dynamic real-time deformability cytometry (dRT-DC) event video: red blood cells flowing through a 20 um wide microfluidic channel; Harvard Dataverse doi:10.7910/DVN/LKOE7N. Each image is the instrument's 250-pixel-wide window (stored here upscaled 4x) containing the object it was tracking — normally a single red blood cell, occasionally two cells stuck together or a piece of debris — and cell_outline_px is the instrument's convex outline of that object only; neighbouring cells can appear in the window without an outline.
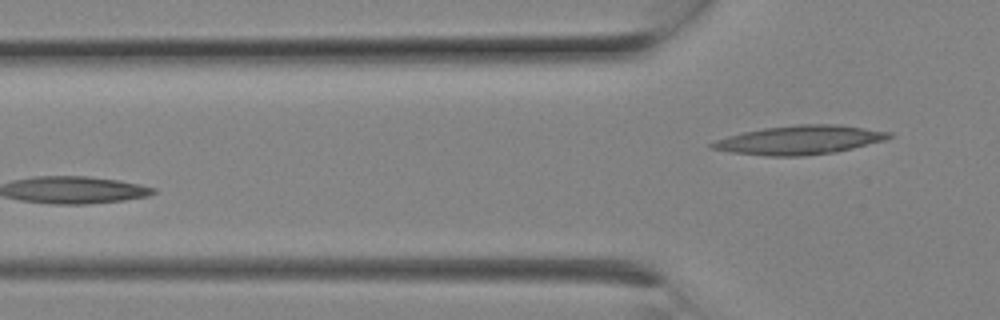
{"species": "Egyptian fruit bat (a non-hibernating species)", "species_latin": "Rousettus aegyptiacus", "temperature_condition": "room temperature", "stored_images_in_passage": 5, "segment_of_instrument_passage": [2, 2], "camera_frame_rate_fps": 3000, "um_per_image_px": 0.085, "animal": {"sex": "female"}, "frame": {"image": 1, "passage_image": 5, "time_ms": 1.333, "image_size_px": [1000, 320], "cell_outline_px": [[896, 136], [884, 140], [836, 152], [804, 156], [768, 156], [728, 152], [708, 148], [708, 144], [716, 140], [728, 136], [744, 132], [764, 128], [800, 124], [836, 124], [892, 132]], "centroid_in_image_um": [67.96, 11.9], "position_along_channel_um": 57.8, "area_um2": 29.82}}